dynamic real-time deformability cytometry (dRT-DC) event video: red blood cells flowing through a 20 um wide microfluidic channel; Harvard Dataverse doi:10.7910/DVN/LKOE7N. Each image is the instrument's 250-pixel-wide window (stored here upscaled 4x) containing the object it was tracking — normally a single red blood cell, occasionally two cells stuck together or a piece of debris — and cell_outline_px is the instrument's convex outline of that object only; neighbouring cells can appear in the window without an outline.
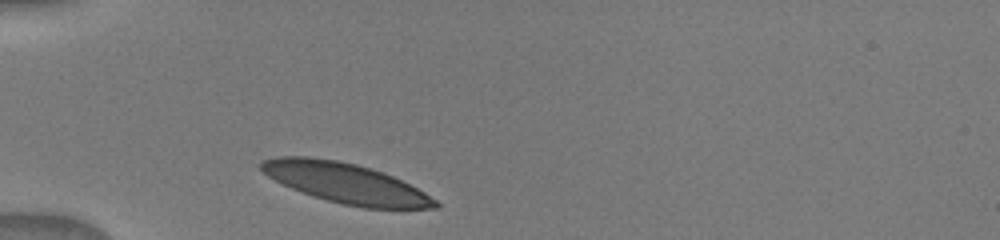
{"species": "human", "species_latin": "Homo sapiens", "temperature_condition": "warm", "stored_images_in_passage": 27, "camera_frame_rate_fps": 3000, "um_per_image_px": 0.085, "donor": {"sex": "male"}, "frame": {"image": 1, "passage_image": 1, "time_ms": 0.0, "image_size_px": [1000, 240], "cell_outline_px": [[440, 208], [364, 208], [344, 204], [312, 196], [292, 188], [268, 176], [260, 168], [260, 164], [264, 160], [276, 156], [308, 156], [340, 160], [356, 164], [384, 172], [424, 192], [436, 200], [440, 204]], "centroid_in_image_um": [29.38, 15.55], "position_along_channel_um": 55.6, "area_um2": 40.34}}
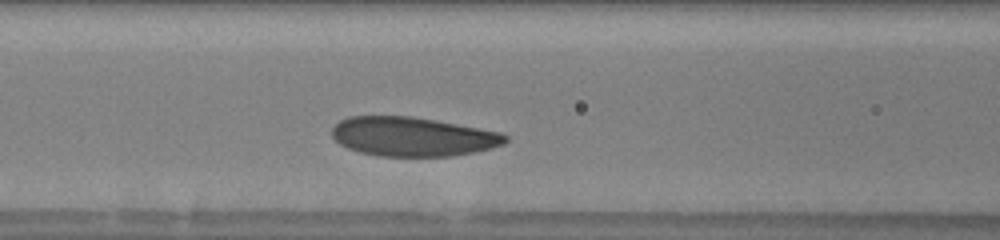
{"frame": {"image": 2, "passage_image": 7, "time_ms": 2.333, "image_size_px": [1000, 240], "cell_outline_px": [[508, 140], [504, 144], [492, 148], [452, 156], [380, 156], [360, 152], [348, 148], [340, 144], [332, 136], [332, 128], [340, 120], [348, 116], [412, 116], [500, 132], [508, 136]], "centroid_in_image_um": [35.06, 11.61], "position_along_channel_um": 131.5, "area_um2": 39.42}}
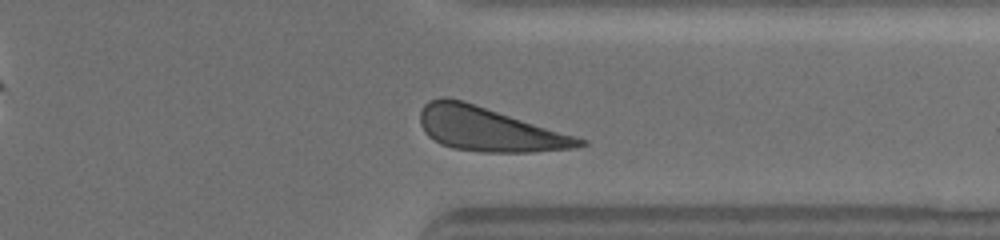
{"frame": {"image": 3, "passage_image": 23, "time_ms": 8.333, "image_size_px": [1000, 240], "cell_outline_px": [[588, 144], [576, 148], [532, 152], [480, 152], [452, 148], [440, 144], [428, 136], [424, 132], [420, 124], [420, 112], [424, 104], [428, 100], [444, 96], [464, 100], [576, 136], [588, 140]], "centroid_in_image_um": [41.54, 10.98], "position_along_channel_um": 369.9, "area_um2": 41.15}}